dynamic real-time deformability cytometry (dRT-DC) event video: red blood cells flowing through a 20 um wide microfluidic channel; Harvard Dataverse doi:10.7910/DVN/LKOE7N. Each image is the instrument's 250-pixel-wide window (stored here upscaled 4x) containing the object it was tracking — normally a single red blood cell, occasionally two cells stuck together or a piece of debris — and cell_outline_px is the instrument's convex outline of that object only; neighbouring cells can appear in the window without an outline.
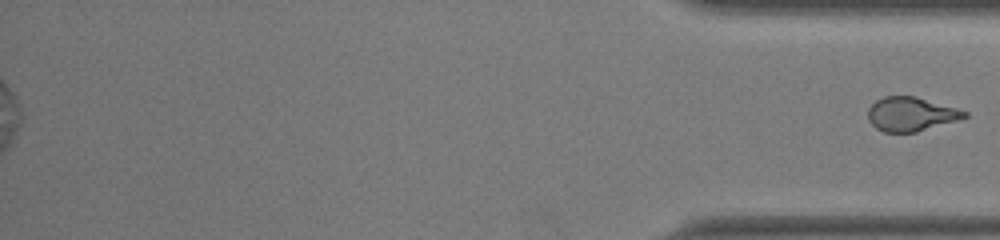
{"species": "common noctule bat (a hibernating species)", "species_latin": "Nyctalus noctula", "temperature_condition": "room temperature", "stored_images_in_passage": 39, "segment_of_instrument_passage": [2, 2], "camera_frame_rate_fps": 3000, "um_per_image_px": 0.085, "animal": {"sex": "female", "body_mass_g": 22.0, "forearm_length_mm": 56.7}, "frame": {"image": 1, "passage_image": 39, "time_ms": 12.667, "image_size_px": [1000, 240], "cell_outline_px": [[968, 116], [956, 120], [916, 132], [884, 132], [876, 128], [868, 120], [868, 108], [876, 100], [884, 96], [916, 96], [956, 108], [968, 112]], "centroid_in_image_um": [77.4, 9.69], "position_along_channel_um": 357.8, "area_um2": 18.96}}